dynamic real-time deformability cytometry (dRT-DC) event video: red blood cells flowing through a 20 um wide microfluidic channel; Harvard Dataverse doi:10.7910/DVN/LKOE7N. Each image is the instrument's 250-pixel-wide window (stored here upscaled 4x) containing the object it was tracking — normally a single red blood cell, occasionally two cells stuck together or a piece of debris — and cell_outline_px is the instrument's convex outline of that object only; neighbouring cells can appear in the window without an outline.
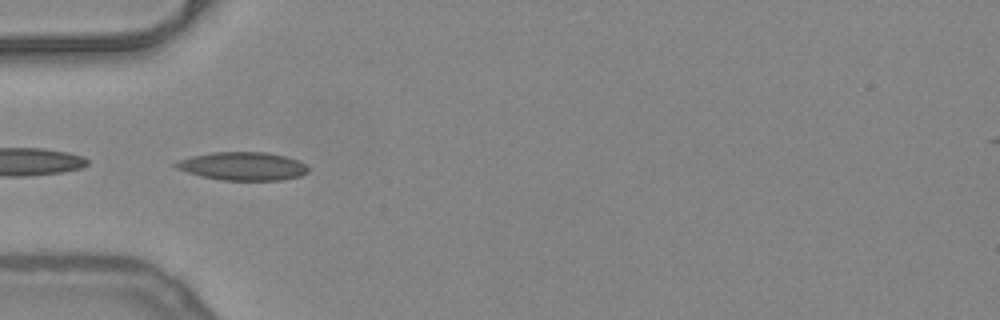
{"species": "common noctule bat (a hibernating species)", "species_latin": "Nyctalus noctula", "temperature_condition": "warm", "stored_images_in_passage": 30, "camera_frame_rate_fps": 3000, "um_per_image_px": 0.085, "animal": {"sex": "female", "body_mass_g": 24.6, "forearm_length_mm": 56.2}, "frame": {"image": 1, "passage_image": 8, "time_ms": 2.333, "image_size_px": [1000, 320], "cell_outline_px": [[308, 172], [300, 176], [284, 180], [220, 180], [200, 176], [176, 168], [172, 164], [176, 160], [192, 156], [212, 152], [268, 152], [284, 156], [296, 160], [304, 164], [308, 168]], "centroid_in_image_um": [20.59, 14.12], "position_along_channel_um": 64.4, "area_um2": 21.85}}
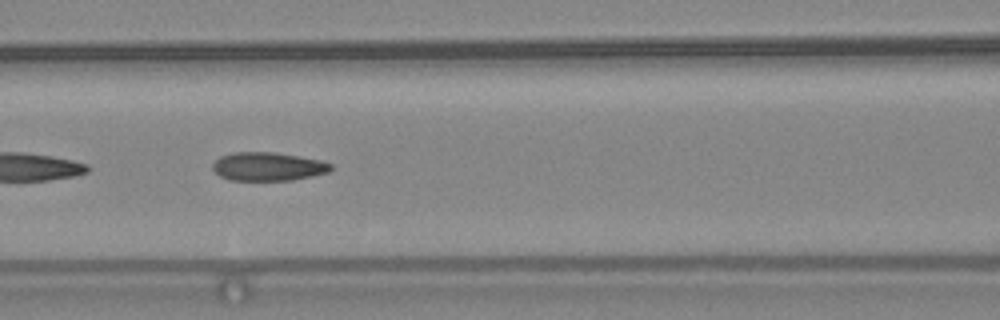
{"frame": {"image": 2, "passage_image": 14, "time_ms": 4.333, "image_size_px": [1000, 320], "cell_outline_px": [[332, 168], [328, 172], [312, 176], [292, 180], [228, 180], [220, 176], [212, 168], [212, 164], [220, 156], [232, 152], [276, 152], [320, 160], [332, 164]], "centroid_in_image_um": [22.76, 14.15], "position_along_channel_um": 143.8, "area_um2": 19.65}}
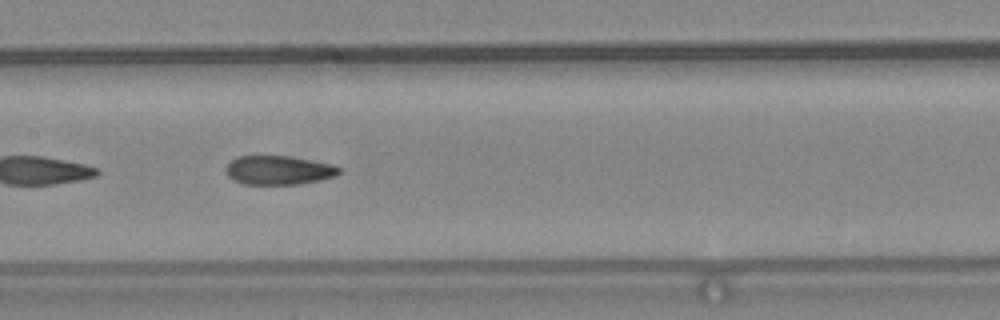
{"frame": {"image": 3, "passage_image": 17, "time_ms": 5.333, "image_size_px": [1000, 320], "cell_outline_px": [[340, 172], [336, 176], [320, 180], [296, 184], [244, 184], [232, 180], [228, 176], [224, 168], [236, 156], [288, 156], [332, 164], [340, 168]], "centroid_in_image_um": [23.65, 14.47], "position_along_channel_um": 183.7, "area_um2": 19.07}}